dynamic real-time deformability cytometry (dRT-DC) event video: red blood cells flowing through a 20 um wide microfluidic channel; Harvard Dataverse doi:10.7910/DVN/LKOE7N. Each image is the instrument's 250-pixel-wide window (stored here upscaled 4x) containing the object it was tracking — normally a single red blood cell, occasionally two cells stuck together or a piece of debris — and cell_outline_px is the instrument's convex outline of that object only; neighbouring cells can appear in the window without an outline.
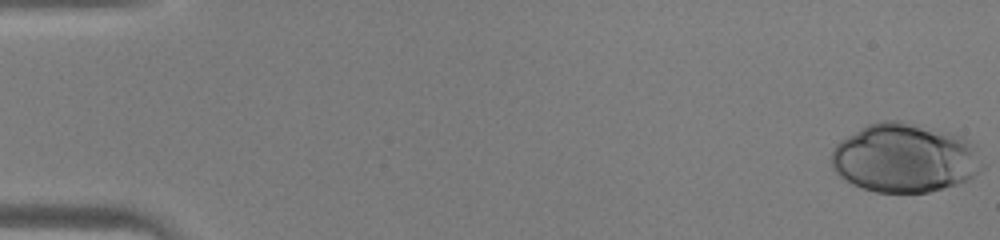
{"species": "human", "species_latin": "Homo sapiens", "temperature_condition": "warm", "stored_images_in_passage": 42, "camera_frame_rate_fps": 3000, "um_per_image_px": 0.085, "donor": {"sex": "male"}, "frame": {"image": 1, "passage_image": 1, "time_ms": 0.0, "image_size_px": [1000, 240], "cell_outline_px": [[984, 168], [968, 180], [944, 188], [928, 192], [876, 192], [852, 184], [840, 176], [832, 168], [832, 148], [840, 140], [868, 124], [884, 120], [900, 120], [964, 136], [972, 144], [984, 164]], "centroid_in_image_um": [76.9, 13.43], "position_along_channel_um": 8.1, "area_um2": 60.63}}